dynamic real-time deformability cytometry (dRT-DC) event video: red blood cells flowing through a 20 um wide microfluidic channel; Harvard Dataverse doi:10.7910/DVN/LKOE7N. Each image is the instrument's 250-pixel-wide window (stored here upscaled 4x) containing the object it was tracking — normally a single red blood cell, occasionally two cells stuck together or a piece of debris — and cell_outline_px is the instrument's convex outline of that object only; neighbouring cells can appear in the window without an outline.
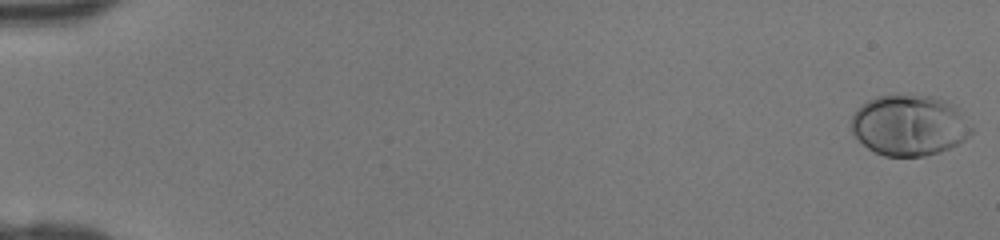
{"species": "human", "species_latin": "Homo sapiens", "temperature_condition": "room temperature", "stored_images_in_passage": 47, "camera_frame_rate_fps": 3000, "um_per_image_px": 0.085, "donor": {"sex": "female"}, "frame": {"image": 1, "passage_image": 1, "time_ms": 0.0, "image_size_px": [1000, 240], "cell_outline_px": [[972, 132], [964, 140], [940, 152], [924, 156], [884, 156], [868, 148], [852, 132], [848, 124], [856, 108], [868, 100], [876, 96], [932, 96], [944, 100], [952, 104], [972, 124]], "centroid_in_image_um": [77.27, 10.66], "position_along_channel_um": 7.7, "area_um2": 42.43}}
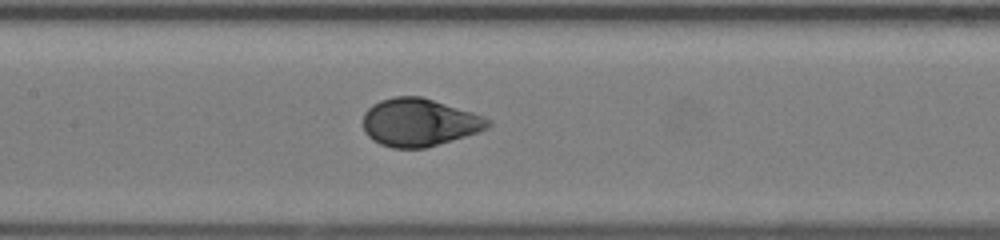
{"frame": {"image": 2, "passage_image": 24, "time_ms": 7.667, "image_size_px": [1000, 240], "cell_outline_px": [[492, 124], [488, 128], [464, 136], [424, 148], [392, 148], [380, 144], [372, 140], [364, 132], [364, 112], [372, 104], [380, 100], [396, 96], [420, 96], [472, 112], [484, 116]], "centroid_in_image_um": [35.59, 10.4], "position_along_channel_um": 171.8, "area_um2": 34.51}}
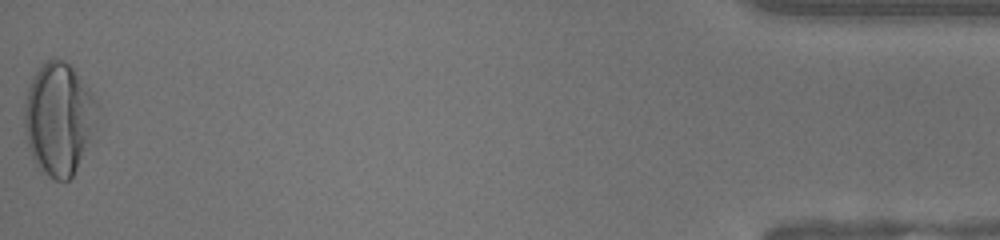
{"frame": {"image": 3, "passage_image": 47, "time_ms": 15.333, "image_size_px": [1000, 240], "cell_outline_px": [[96, 108], [88, 140], [76, 168], [72, 176], [68, 180], [56, 180], [48, 176], [36, 164], [32, 156], [28, 144], [24, 124], [24, 108], [28, 88], [32, 76], [52, 56], [64, 60], [72, 68], [92, 92], [96, 104]], "centroid_in_image_um": [4.94, 10.05], "position_along_channel_um": 430.3, "area_um2": 46.24}}